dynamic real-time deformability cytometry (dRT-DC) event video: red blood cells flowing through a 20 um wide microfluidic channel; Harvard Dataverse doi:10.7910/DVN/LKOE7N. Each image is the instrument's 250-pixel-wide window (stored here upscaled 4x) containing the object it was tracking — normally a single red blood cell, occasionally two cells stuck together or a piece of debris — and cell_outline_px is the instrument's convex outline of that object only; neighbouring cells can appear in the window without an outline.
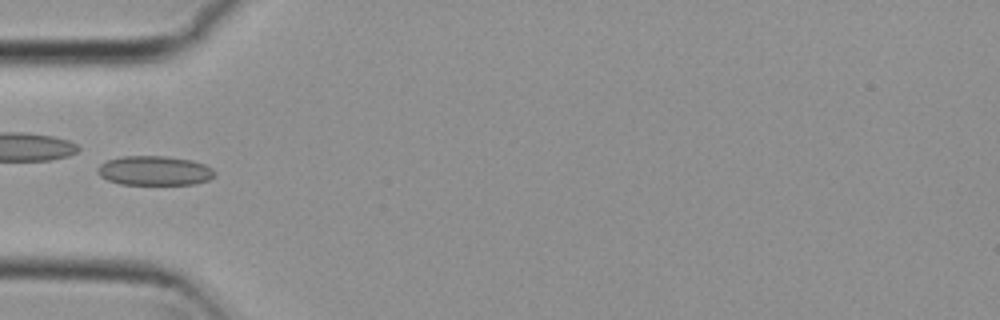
{"species": "common noctule bat (a hibernating species)", "species_latin": "Nyctalus noctula", "temperature_condition": "cold", "stored_images_in_passage": 5, "camera_frame_rate_fps": 3000, "um_per_image_px": 0.085, "animal": {"sex": "female", "body_mass_g": 29.2, "forearm_length_mm": 56.3}, "frame": {"image": 1, "passage_image": 5, "time_ms": 1.333, "image_size_px": [1000, 320], "cell_outline_px": [[216, 176], [208, 180], [196, 184], [120, 184], [108, 180], [100, 176], [96, 172], [96, 168], [100, 164], [108, 160], [120, 156], [164, 156], [192, 160], [204, 164], [212, 168], [216, 172]], "centroid_in_image_um": [13.14, 14.5], "position_along_channel_um": 71.9, "area_um2": 20.23}}